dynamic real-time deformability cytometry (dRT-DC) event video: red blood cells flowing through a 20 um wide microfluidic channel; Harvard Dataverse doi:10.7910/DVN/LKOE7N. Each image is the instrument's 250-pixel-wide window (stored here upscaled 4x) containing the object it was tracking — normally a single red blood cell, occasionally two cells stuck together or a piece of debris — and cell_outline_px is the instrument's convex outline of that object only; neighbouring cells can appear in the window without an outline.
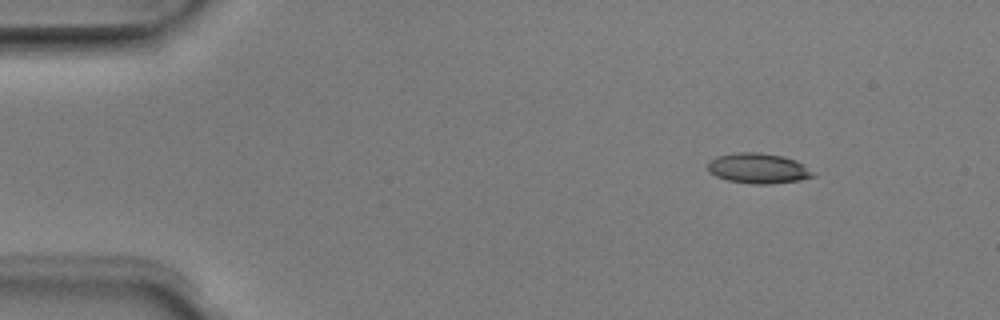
{"species": "Egyptian fruit bat (a non-hibernating species)", "species_latin": "Rousettus aegyptiacus", "temperature_condition": "room temperature", "stored_images_in_passage": 3, "camera_frame_rate_fps": 3000, "um_per_image_px": 0.085, "animal": {"sex": "male"}, "frame": {"image": 1, "passage_image": 1, "time_ms": 0.0, "image_size_px": [1000, 320], "cell_outline_px": [[816, 176], [800, 180], [768, 184], [752, 184], [728, 180], [716, 176], [708, 172], [708, 160], [716, 156], [736, 152], [760, 152], [784, 156], [796, 160], [804, 164]], "centroid_in_image_um": [64.43, 14.3], "position_along_channel_um": 20.6, "area_um2": 18.73}}